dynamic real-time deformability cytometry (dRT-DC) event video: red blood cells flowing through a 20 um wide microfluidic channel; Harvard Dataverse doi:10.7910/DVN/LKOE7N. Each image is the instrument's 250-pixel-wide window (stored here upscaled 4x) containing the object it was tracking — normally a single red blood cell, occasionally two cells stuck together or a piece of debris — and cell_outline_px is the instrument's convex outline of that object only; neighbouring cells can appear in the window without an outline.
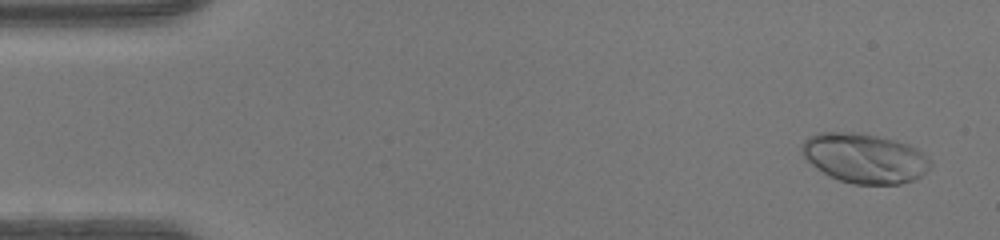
{"species": "human", "species_latin": "Homo sapiens", "temperature_condition": "warm", "stored_images_in_passage": 47, "camera_frame_rate_fps": 3000, "um_per_image_px": 0.085, "donor": {"sex": "female"}, "frame": {"image": 1, "passage_image": 3, "time_ms": 0.667, "image_size_px": [1000, 240], "cell_outline_px": [[932, 164], [916, 180], [900, 184], [852, 184], [840, 180], [824, 172], [812, 164], [804, 156], [800, 148], [800, 144], [808, 136], [816, 132], [860, 132], [896, 140], [908, 144], [916, 148], [932, 160]], "centroid_in_image_um": [73.49, 13.43], "position_along_channel_um": 11.5, "area_um2": 37.34}}
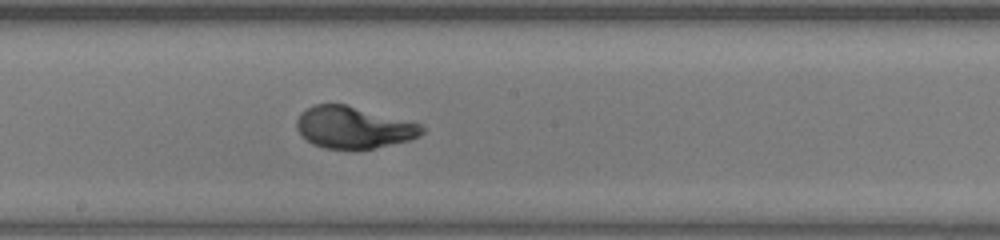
{"frame": {"image": 2, "passage_image": 26, "time_ms": 8.333, "image_size_px": [1000, 240], "cell_outline_px": [[424, 132], [420, 136], [408, 140], [372, 148], [324, 148], [312, 144], [296, 128], [296, 120], [300, 112], [316, 104], [344, 104], [420, 124], [424, 128]], "centroid_in_image_um": [30.02, 10.82], "position_along_channel_um": 218.2, "area_um2": 29.88}}
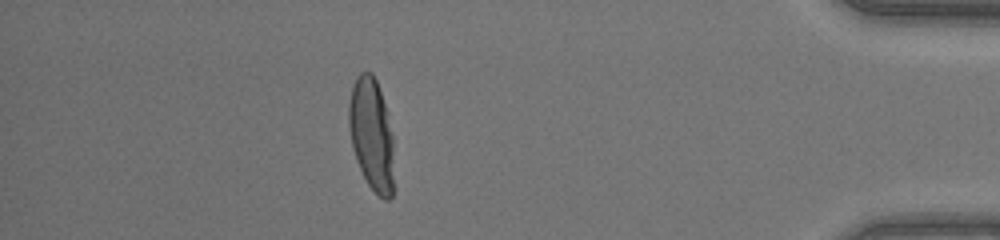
{"frame": {"image": 3, "passage_image": 42, "time_ms": 13.667, "image_size_px": [1000, 240], "cell_outline_px": [[392, 196], [388, 200], [384, 200], [368, 184], [356, 160], [352, 148], [348, 124], [348, 104], [352, 88], [356, 76], [360, 72], [372, 72], [376, 80], [384, 104], [392, 136]], "centroid_in_image_um": [31.54, 11.39], "position_along_channel_um": 403.7, "area_um2": 29.02}, "authors_computed_cell_mechanics": {"area_um2": 30.6918, "velocity_mm_per_s": 4.395, "shape_relaxation_time_tau1_ms": 3.5351, "shape_relaxation_time_tau2_ms": null, "deformation_change_tau1": 0.2385, "deformation_change_tau2": null}}